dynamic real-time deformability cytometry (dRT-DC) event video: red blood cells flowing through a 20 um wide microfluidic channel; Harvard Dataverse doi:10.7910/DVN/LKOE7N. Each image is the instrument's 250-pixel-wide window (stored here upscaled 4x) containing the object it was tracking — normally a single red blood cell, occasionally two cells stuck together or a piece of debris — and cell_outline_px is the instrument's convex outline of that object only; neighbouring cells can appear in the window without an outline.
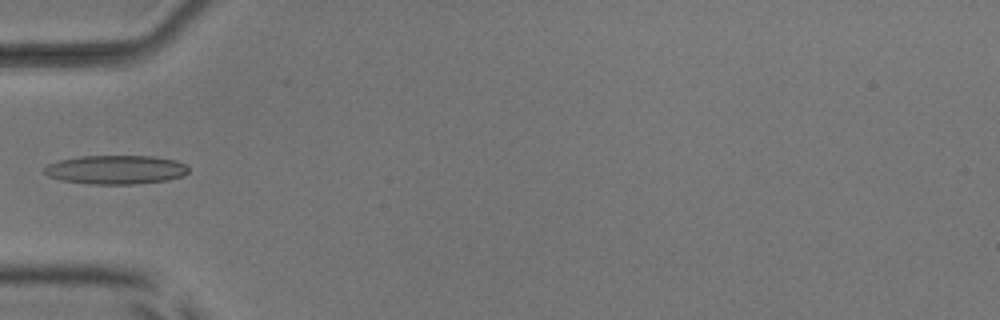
{"species": "common noctule bat (a hibernating species)", "species_latin": "Nyctalus noctula", "temperature_condition": "room temperature", "stored_images_in_passage": 35, "camera_frame_rate_fps": 3000, "um_per_image_px": 0.085, "animal": {"sex": "male", "body_mass_g": 17.9, "forearm_length_mm": 54.2}, "frame": {"image": 1, "passage_image": 1, "time_ms": 0.0, "image_size_px": [1000, 320], "cell_outline_px": [[188, 172], [184, 176], [168, 180], [136, 184], [88, 184], [60, 180], [48, 176], [44, 172], [44, 168], [48, 164], [60, 160], [80, 156], [152, 156], [176, 160], [184, 164], [188, 168]], "centroid_in_image_um": [9.85, 14.43], "position_along_channel_um": 75.2, "area_um2": 24.39}}
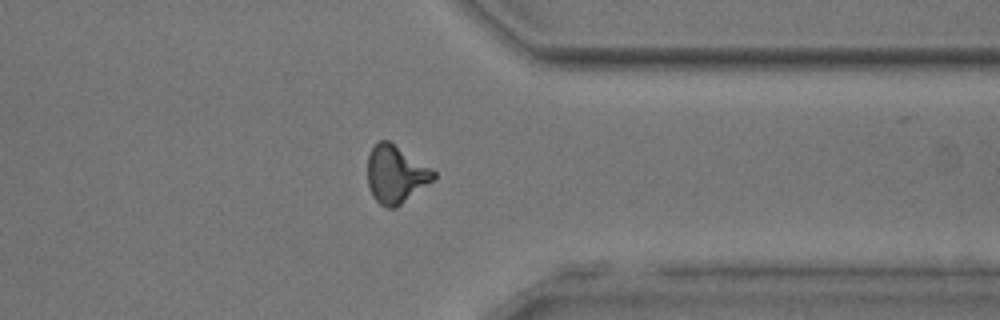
{"frame": {"image": 2, "passage_image": 24, "time_ms": 7.667, "image_size_px": [1000, 320], "cell_outline_px": [[436, 176], [432, 180], [396, 208], [388, 208], [380, 204], [372, 196], [368, 184], [368, 156], [372, 148], [380, 140], [388, 140], [432, 168], [436, 172]], "centroid_in_image_um": [33.62, 14.82], "position_along_channel_um": 377.8, "area_um2": 21.91}}
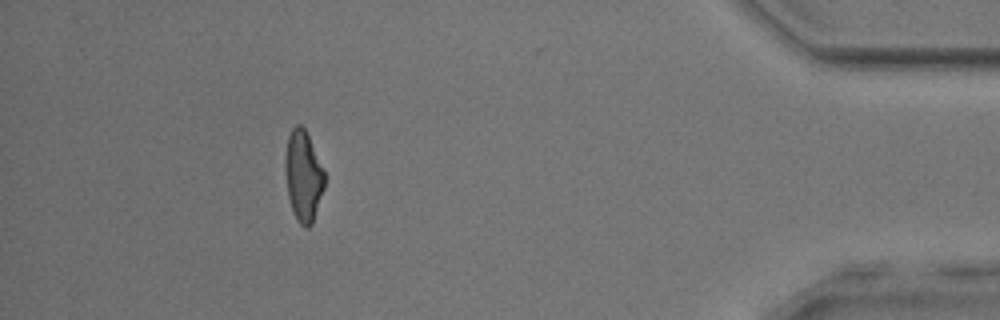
{"frame": {"image": 3, "passage_image": 30, "time_ms": 9.667, "image_size_px": [1000, 320], "cell_outline_px": [[324, 188], [312, 224], [308, 228], [304, 228], [296, 220], [288, 196], [284, 172], [284, 160], [288, 136], [292, 128], [296, 124], [300, 124], [304, 128], [324, 168]], "centroid_in_image_um": [25.76, 14.96], "position_along_channel_um": 409.4, "area_um2": 20.92}}